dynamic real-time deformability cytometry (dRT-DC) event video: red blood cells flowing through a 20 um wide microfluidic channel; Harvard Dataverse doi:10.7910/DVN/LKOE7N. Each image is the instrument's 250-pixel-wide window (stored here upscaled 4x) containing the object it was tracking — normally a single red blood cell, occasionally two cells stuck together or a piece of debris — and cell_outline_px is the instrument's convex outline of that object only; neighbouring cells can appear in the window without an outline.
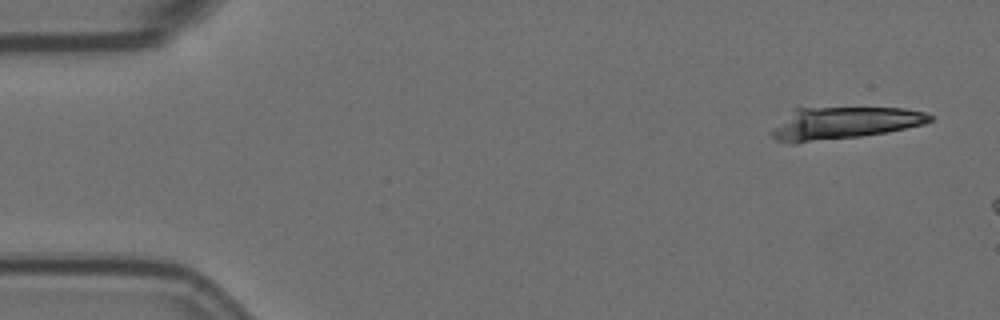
{"species": "Egyptian fruit bat (a non-hibernating species)", "species_latin": "Rousettus aegyptiacus", "temperature_condition": "room temperature", "stored_images_in_passage": 3, "camera_frame_rate_fps": 3000, "um_per_image_px": 0.085, "animal": {"sex": "female"}, "frame": {"image": 1, "passage_image": 1, "time_ms": 0.0, "image_size_px": [1000, 320], "cell_outline_px": [[932, 120], [924, 124], [888, 132], [860, 136], [796, 144], [788, 144], [776, 140], [772, 136], [772, 128], [792, 108], [904, 108], [924, 112], [932, 116]], "centroid_in_image_um": [71.67, 10.47], "position_along_channel_um": 13.3, "area_um2": 29.88}}